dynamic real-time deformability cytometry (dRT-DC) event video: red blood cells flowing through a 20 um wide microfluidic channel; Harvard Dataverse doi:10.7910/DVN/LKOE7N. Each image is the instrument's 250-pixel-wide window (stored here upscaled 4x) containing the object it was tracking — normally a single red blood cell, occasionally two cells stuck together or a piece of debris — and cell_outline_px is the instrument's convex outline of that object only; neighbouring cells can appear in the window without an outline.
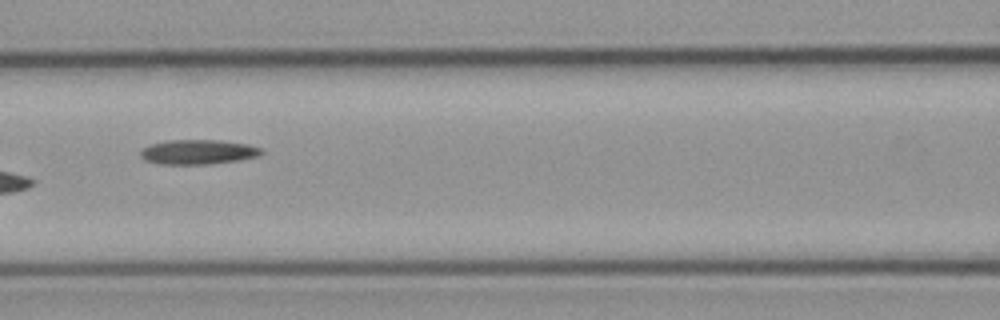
{"species": "common noctule bat (a hibernating species)", "species_latin": "Nyctalus noctula", "temperature_condition": "cold", "stored_images_in_passage": 10, "camera_frame_rate_fps": 3000, "um_per_image_px": 0.085, "animal": {"sex": "male", "body_mass_g": 23.1, "forearm_length_mm": 52.7}, "frame": {"image": 1, "passage_image": 6, "time_ms": 5.667, "image_size_px": [1000, 320], "cell_outline_px": [[264, 152], [260, 156], [240, 160], [208, 164], [164, 164], [148, 160], [140, 156], [140, 152], [144, 148], [152, 144], [168, 140], [220, 140], [248, 144], [264, 148]], "centroid_in_image_um": [16.94, 12.91], "position_along_channel_um": 149.7, "area_um2": 17.34}}
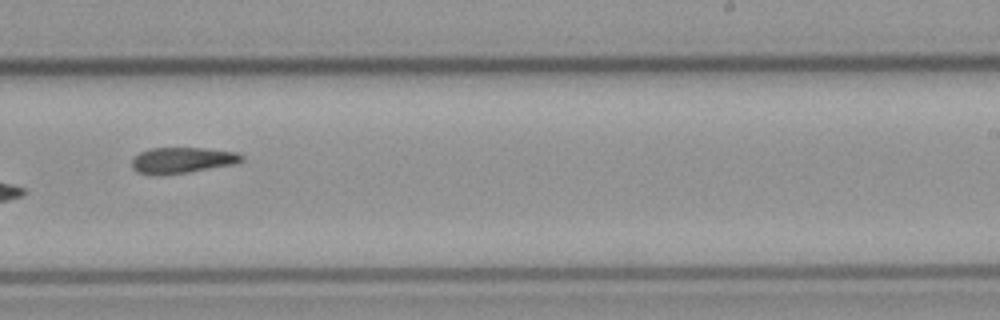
{"frame": {"image": 2, "passage_image": 9, "time_ms": 9.0, "image_size_px": [1000, 320], "cell_outline_px": [[244, 160], [232, 164], [188, 172], [136, 172], [132, 168], [132, 160], [140, 152], [152, 148], [204, 148], [236, 152], [244, 156]], "centroid_in_image_um": [15.54, 13.57], "position_along_channel_um": 273.5, "area_um2": 15.78}}
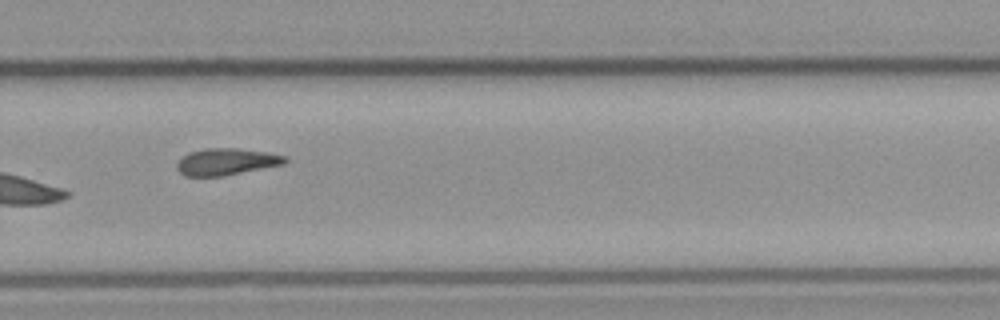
{"frame": {"image": 3, "passage_image": 10, "time_ms": 10.0, "image_size_px": [1000, 320], "cell_outline_px": [[288, 160], [284, 164], [224, 176], [184, 176], [176, 168], [176, 164], [180, 156], [188, 152], [204, 148], [240, 148], [268, 152], [284, 156]], "centroid_in_image_um": [19.19, 13.74], "position_along_channel_um": 310.6, "area_um2": 17.11}}